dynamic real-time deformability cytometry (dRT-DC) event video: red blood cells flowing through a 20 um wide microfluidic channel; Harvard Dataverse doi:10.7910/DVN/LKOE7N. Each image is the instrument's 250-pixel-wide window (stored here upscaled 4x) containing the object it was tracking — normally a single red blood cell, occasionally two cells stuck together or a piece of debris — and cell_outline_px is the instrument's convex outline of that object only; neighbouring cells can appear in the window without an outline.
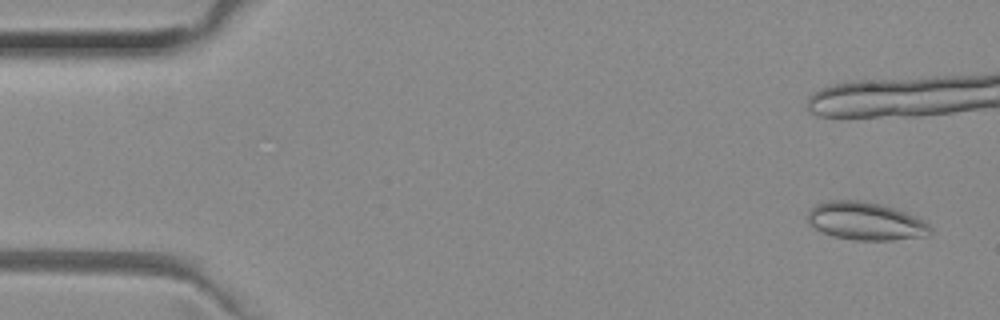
{"species": "common noctule bat (a hibernating species)", "species_latin": "Nyctalus noctula", "temperature_condition": "room temperature", "stored_images_in_passage": 39, "camera_frame_rate_fps": 3000, "um_per_image_px": 0.085, "animal": {"sex": "female", "body_mass_g": 29.2, "forearm_length_mm": 56.3}, "frame": {"image": 1, "passage_image": 3, "time_ms": 0.667, "image_size_px": [1000, 320], "cell_outline_px": [[932, 232], [928, 236], [892, 240], [856, 240], [832, 236], [808, 224], [808, 212], [816, 204], [828, 200], [856, 200], [880, 204], [904, 212], [924, 220], [932, 228]], "centroid_in_image_um": [73.59, 18.8], "position_along_channel_um": 11.4, "area_um2": 26.99}}